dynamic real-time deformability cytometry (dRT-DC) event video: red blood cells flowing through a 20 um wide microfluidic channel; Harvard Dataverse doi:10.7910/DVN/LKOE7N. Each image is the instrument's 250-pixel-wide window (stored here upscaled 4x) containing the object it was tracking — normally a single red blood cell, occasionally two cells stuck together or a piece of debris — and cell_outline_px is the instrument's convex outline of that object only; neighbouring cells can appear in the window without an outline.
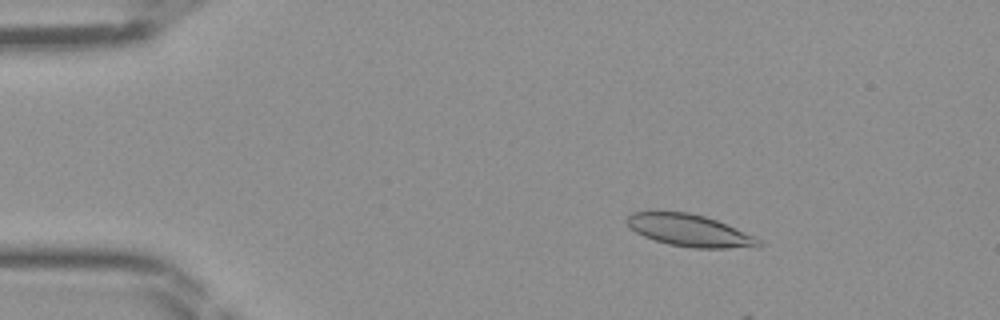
{"species": "Egyptian fruit bat (a non-hibernating species)", "species_latin": "Rousettus aegyptiacus", "temperature_condition": "room temperature", "stored_images_in_passage": 10, "camera_frame_rate_fps": 3000, "um_per_image_px": 0.085, "frame": {"image": 1, "passage_image": 7, "time_ms": 2.0, "image_size_px": [1000, 320], "cell_outline_px": [[764, 244], [760, 248], [692, 248], [668, 244], [644, 236], [636, 232], [624, 220], [632, 212], [656, 208], [688, 212], [704, 216], [716, 220], [764, 240]], "centroid_in_image_um": [58.61, 19.56], "position_along_channel_um": 26.4, "area_um2": 25.49}}